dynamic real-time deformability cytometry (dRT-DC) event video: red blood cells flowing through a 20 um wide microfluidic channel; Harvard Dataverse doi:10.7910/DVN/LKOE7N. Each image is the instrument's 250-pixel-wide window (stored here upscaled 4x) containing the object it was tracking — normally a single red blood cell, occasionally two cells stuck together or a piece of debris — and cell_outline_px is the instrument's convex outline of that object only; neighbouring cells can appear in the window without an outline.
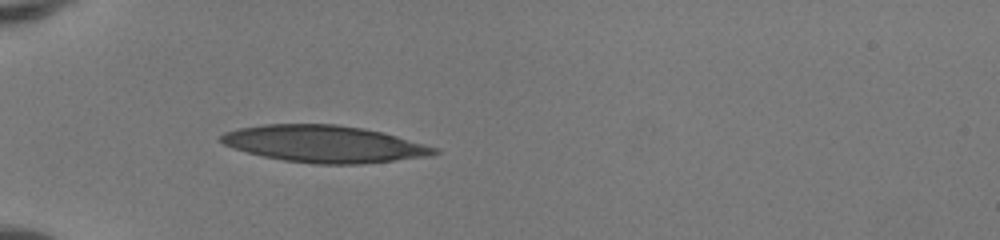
{"species": "human", "species_latin": "Homo sapiens", "temperature_condition": "room temperature", "stored_images_in_passage": 34, "camera_frame_rate_fps": 3000, "um_per_image_px": 0.085, "donor": {"sex": "female"}, "frame": {"image": 1, "passage_image": 1, "time_ms": 0.0, "image_size_px": [1000, 240], "cell_outline_px": [[440, 152], [428, 156], [364, 164], [312, 164], [284, 160], [264, 156], [232, 148], [224, 144], [220, 140], [220, 136], [224, 132], [236, 128], [264, 124], [336, 124], [364, 128], [396, 136], [440, 148]], "centroid_in_image_um": [27.55, 12.23], "position_along_channel_um": 57.4, "area_um2": 45.95}}
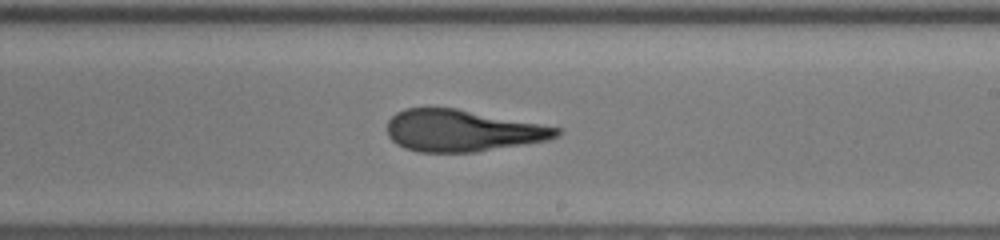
{"frame": {"image": 2, "passage_image": 16, "time_ms": 5.0, "image_size_px": [1000, 240], "cell_outline_px": [[560, 136], [548, 140], [476, 152], [420, 152], [404, 148], [396, 144], [388, 136], [388, 120], [396, 112], [404, 108], [456, 108], [560, 128]], "centroid_in_image_um": [39.26, 11.11], "position_along_channel_um": 249.7, "area_um2": 40.98}}
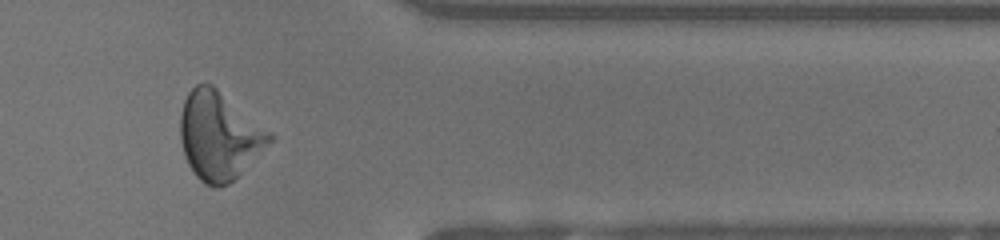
{"frame": {"image": 3, "passage_image": 27, "time_ms": 8.667, "image_size_px": [1000, 240], "cell_outline_px": [[276, 136], [228, 184], [220, 188], [212, 188], [204, 184], [192, 172], [184, 156], [180, 140], [180, 116], [184, 100], [188, 92], [196, 84], [204, 80], [212, 84], [272, 132]], "centroid_in_image_um": [18.59, 11.52], "position_along_channel_um": 392.8, "area_um2": 45.89}, "authors_computed_cell_mechanics": {"area_um2": 43.4945, "velocity_mm_per_s": 4.1702, "shape_relaxation_time_tau1_ms": 6.5169, "shape_relaxation_time_tau2_ms": 1.8746, "deformation_change_tau1": 0.2397, "deformation_change_tau2": 0.1088}}